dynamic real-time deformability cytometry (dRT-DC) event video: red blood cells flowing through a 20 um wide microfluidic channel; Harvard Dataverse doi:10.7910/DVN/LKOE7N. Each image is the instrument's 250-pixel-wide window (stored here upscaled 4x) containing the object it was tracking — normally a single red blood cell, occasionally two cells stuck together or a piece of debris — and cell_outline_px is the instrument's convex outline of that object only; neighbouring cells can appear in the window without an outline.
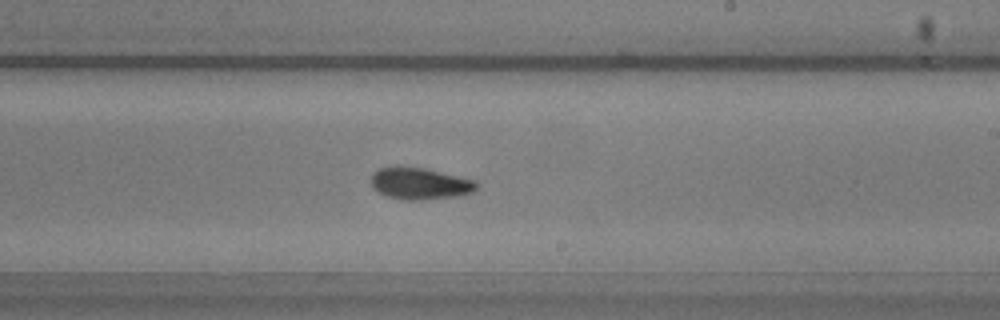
{"species": "common noctule bat (a hibernating species)", "species_latin": "Nyctalus noctula", "temperature_condition": "warm", "stored_images_in_passage": 44, "camera_frame_rate_fps": 3000, "um_per_image_px": 0.085, "animal": {"sex": "male", "body_mass_g": 20.5, "forearm_length_mm": 52.5}, "frame": {"image": 1, "passage_image": 32, "time_ms": 10.333, "image_size_px": [1000, 320], "cell_outline_px": [[480, 184], [472, 192], [456, 196], [424, 200], [404, 200], [388, 196], [376, 192], [372, 188], [372, 172], [380, 168], [424, 168], [476, 180]], "centroid_in_image_um": [35.71, 15.63], "position_along_channel_um": 253.3, "area_um2": 19.31}}